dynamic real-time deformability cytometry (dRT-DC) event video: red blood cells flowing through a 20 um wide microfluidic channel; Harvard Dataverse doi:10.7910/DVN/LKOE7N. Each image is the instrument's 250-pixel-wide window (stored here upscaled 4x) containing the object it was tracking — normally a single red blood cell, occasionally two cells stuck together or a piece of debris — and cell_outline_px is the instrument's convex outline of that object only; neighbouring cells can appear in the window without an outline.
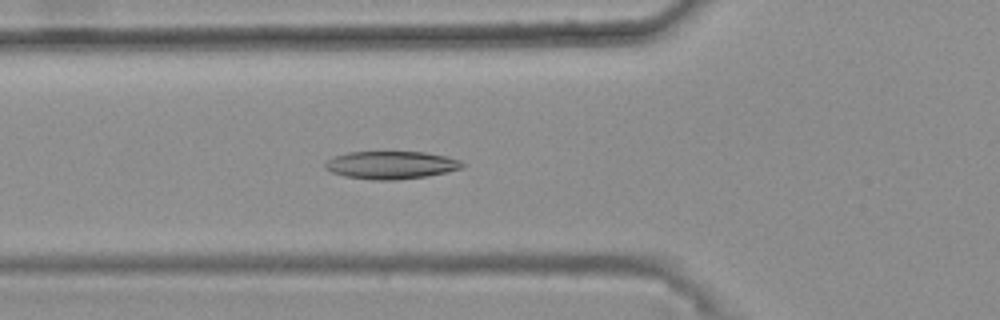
{"species": "common noctule bat (a hibernating species)", "species_latin": "Nyctalus noctula", "temperature_condition": "warm", "stored_images_in_passage": 46, "camera_frame_rate_fps": 3000, "um_per_image_px": 0.085, "animal": {"sex": "female", "body_mass_g": 25.1}, "frame": {"image": 1, "passage_image": 19, "time_ms": 6.0, "image_size_px": [1000, 320], "cell_outline_px": [[464, 164], [460, 168], [428, 176], [396, 180], [372, 180], [344, 176], [332, 172], [324, 168], [324, 164], [328, 160], [336, 156], [348, 152], [424, 152], [448, 156], [460, 160]], "centroid_in_image_um": [33.23, 14.03], "position_along_channel_um": 92.6, "area_um2": 22.14}}
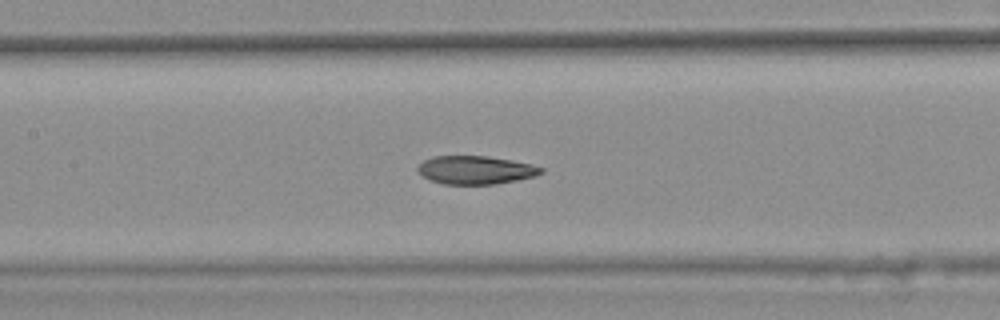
{"frame": {"image": 2, "passage_image": 25, "time_ms": 8.0, "image_size_px": [1000, 320], "cell_outline_px": [[544, 172], [536, 176], [496, 184], [444, 184], [432, 180], [424, 176], [416, 168], [424, 160], [432, 156], [488, 156], [512, 160], [532, 164], [544, 168]], "centroid_in_image_um": [40.47, 14.44], "position_along_channel_um": 166.9, "area_um2": 20.29}}
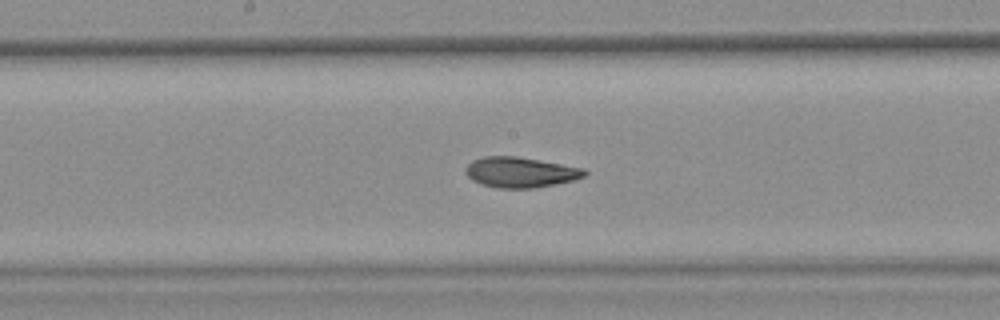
{"frame": {"image": 3, "passage_image": 28, "time_ms": 9.0, "image_size_px": [1000, 320], "cell_outline_px": [[588, 172], [584, 176], [572, 180], [556, 184], [536, 188], [496, 188], [480, 184], [472, 180], [464, 172], [464, 168], [472, 160], [484, 156], [516, 156], [584, 168]], "centroid_in_image_um": [44.19, 14.64], "position_along_channel_um": 204.0, "area_um2": 21.15}, "authors_computed_cell_mechanics": {"area_um2": 21.7617, "velocity_mm_per_s": 3.7056, "shape_relaxation_time_tau1_ms": null, "shape_relaxation_time_tau2_ms": 2.1065, "deformation_change_tau1": null, "deformation_change_tau2": 0.0776}}